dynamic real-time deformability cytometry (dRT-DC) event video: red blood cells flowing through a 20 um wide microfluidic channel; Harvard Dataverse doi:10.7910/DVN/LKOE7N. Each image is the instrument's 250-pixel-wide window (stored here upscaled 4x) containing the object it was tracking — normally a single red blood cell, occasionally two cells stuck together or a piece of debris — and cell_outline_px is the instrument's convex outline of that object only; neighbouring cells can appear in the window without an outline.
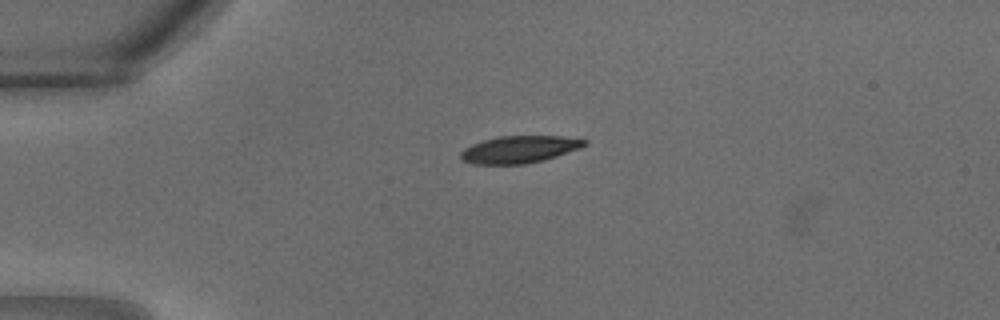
{"species": "common noctule bat (a hibernating species)", "species_latin": "Nyctalus noctula", "temperature_condition": "warm", "stored_images_in_passage": 11, "camera_frame_rate_fps": 3000, "um_per_image_px": 0.085, "animal": {"sex": "male", "body_mass_g": 18.8}, "frame": {"image": 1, "passage_image": 8, "time_ms": 2.333, "image_size_px": [1000, 320], "cell_outline_px": [[588, 144], [580, 148], [544, 160], [524, 164], [472, 164], [460, 160], [460, 152], [464, 148], [472, 144], [496, 136], [560, 136], [588, 140]], "centroid_in_image_um": [44.12, 12.7], "position_along_channel_um": 40.9, "area_um2": 19.71}}